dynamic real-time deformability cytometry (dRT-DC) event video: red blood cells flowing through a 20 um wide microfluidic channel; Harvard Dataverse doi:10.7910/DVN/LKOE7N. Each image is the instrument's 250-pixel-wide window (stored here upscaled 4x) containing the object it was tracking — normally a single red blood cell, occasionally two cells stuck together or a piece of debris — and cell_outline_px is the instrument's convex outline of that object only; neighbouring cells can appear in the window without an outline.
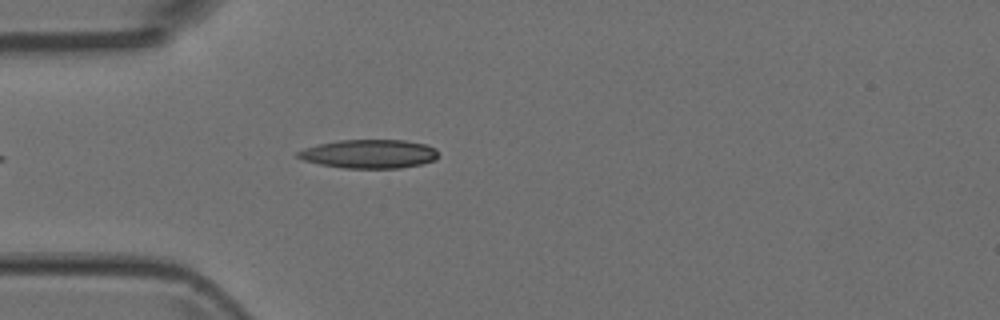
{"species": "Egyptian fruit bat (a non-hibernating species)", "species_latin": "Rousettus aegyptiacus", "temperature_condition": "room temperature", "stored_images_in_passage": 4, "camera_frame_rate_fps": 3000, "um_per_image_px": 0.085, "animal": {"sex": "female"}, "frame": {"image": 1, "passage_image": 4, "time_ms": 1.0, "image_size_px": [1000, 320], "cell_outline_px": [[440, 156], [436, 160], [420, 164], [400, 168], [344, 168], [320, 164], [304, 160], [296, 156], [296, 152], [304, 148], [316, 144], [340, 140], [404, 140], [424, 144], [436, 148]], "centroid_in_image_um": [31.39, 13.08], "position_along_channel_um": 53.6, "area_um2": 23.64}}